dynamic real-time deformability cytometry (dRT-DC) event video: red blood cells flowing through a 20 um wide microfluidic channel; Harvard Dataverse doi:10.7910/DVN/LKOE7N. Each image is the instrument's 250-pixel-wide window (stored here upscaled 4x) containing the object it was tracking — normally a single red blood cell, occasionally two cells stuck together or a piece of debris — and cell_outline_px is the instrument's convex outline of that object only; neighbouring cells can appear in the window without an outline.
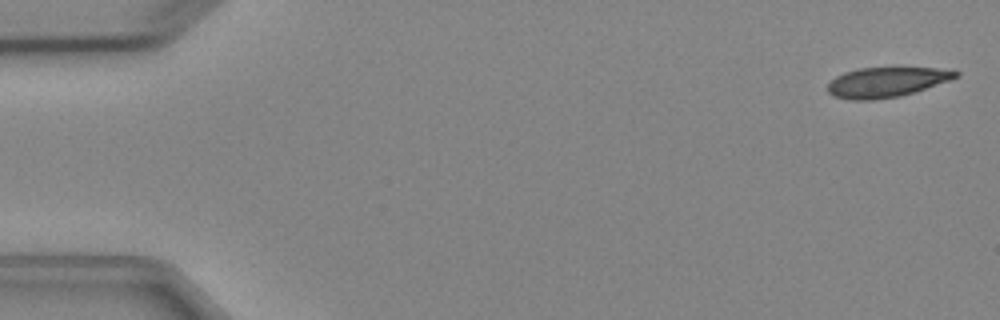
{"species": "Egyptian fruit bat (a non-hibernating species)", "species_latin": "Rousettus aegyptiacus", "temperature_condition": "cold", "stored_images_in_passage": 6, "camera_frame_rate_fps": 3000, "um_per_image_px": 0.085, "animal": {"sex": "female"}, "frame": {"image": 1, "passage_image": 1, "time_ms": 0.0, "image_size_px": [1000, 320], "cell_outline_px": [[960, 76], [900, 96], [872, 100], [852, 100], [832, 96], [828, 92], [828, 84], [836, 76], [844, 72], [860, 68], [896, 64], [936, 68], [960, 72]], "centroid_in_image_um": [75.34, 6.92], "position_along_channel_um": 9.7, "area_um2": 23.06}}
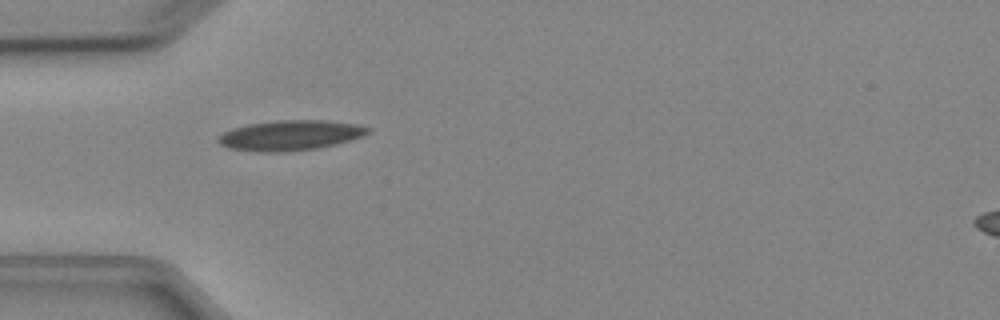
{"frame": {"image": 2, "passage_image": 5, "time_ms": 4.667, "image_size_px": [1000, 320], "cell_outline_px": [[372, 132], [364, 136], [336, 144], [316, 148], [288, 152], [260, 152], [228, 148], [220, 144], [216, 140], [216, 136], [232, 128], [248, 124], [276, 120], [324, 120], [356, 124], [372, 128]], "centroid_in_image_um": [24.67, 11.5], "position_along_channel_um": 60.3, "area_um2": 26.59}}